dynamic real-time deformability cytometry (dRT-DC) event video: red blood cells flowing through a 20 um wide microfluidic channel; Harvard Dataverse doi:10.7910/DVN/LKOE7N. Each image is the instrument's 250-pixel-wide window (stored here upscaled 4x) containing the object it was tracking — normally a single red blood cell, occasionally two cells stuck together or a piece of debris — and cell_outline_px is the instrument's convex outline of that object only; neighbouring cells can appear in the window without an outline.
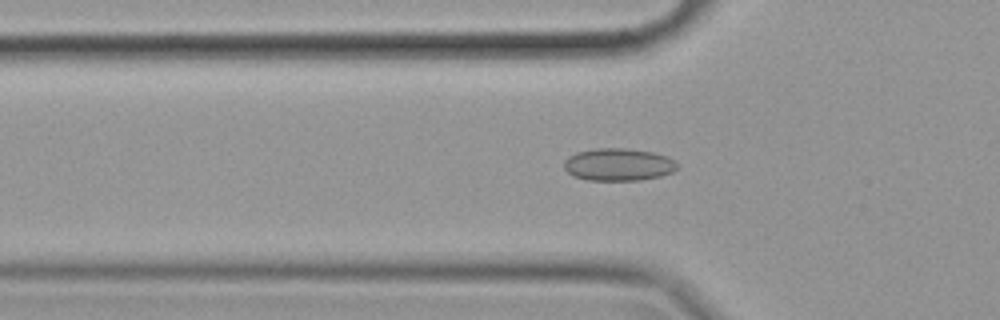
{"species": "common noctule bat (a hibernating species)", "species_latin": "Nyctalus noctula", "temperature_condition": "cold", "stored_images_in_passage": 52, "camera_frame_rate_fps": 3000, "um_per_image_px": 0.085, "animal": {"sex": "female", "body_mass_g": 19.9}, "frame": {"image": 1, "passage_image": 14, "time_ms": 4.333, "image_size_px": [1000, 320], "cell_outline_px": [[676, 168], [672, 172], [660, 176], [640, 180], [588, 180], [572, 176], [564, 168], [564, 160], [568, 156], [576, 152], [596, 148], [624, 148], [652, 152], [668, 156], [676, 164]], "centroid_in_image_um": [52.52, 13.98], "position_along_channel_um": 73.3, "area_um2": 21.39}}
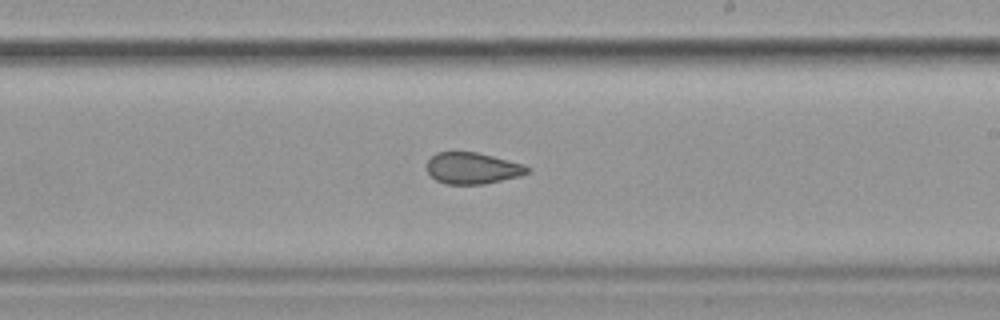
{"frame": {"image": 2, "passage_image": 29, "time_ms": 9.333, "image_size_px": [1000, 320], "cell_outline_px": [[532, 168], [528, 172], [520, 176], [484, 184], [444, 184], [436, 180], [428, 172], [428, 160], [436, 152], [476, 152], [524, 164]], "centroid_in_image_um": [40.18, 14.3], "position_along_channel_um": 248.8, "area_um2": 18.32}}
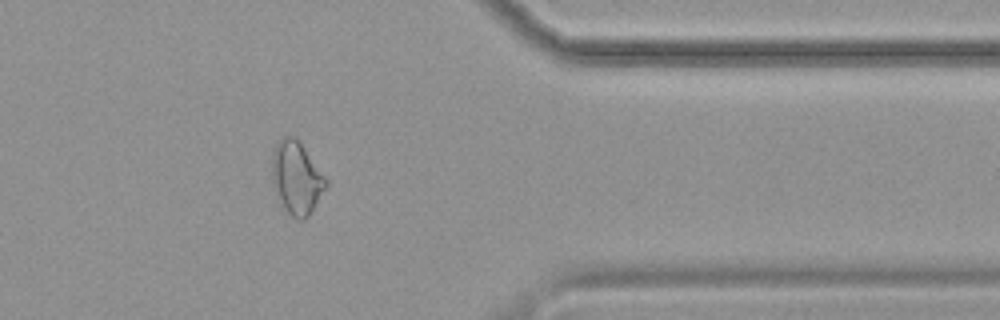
{"frame": {"image": 3, "passage_image": 42, "time_ms": 13.667, "image_size_px": [1000, 320], "cell_outline_px": [[328, 184], [308, 216], [304, 220], [296, 220], [284, 212], [280, 208], [272, 184], [272, 156], [276, 144], [284, 136], [292, 136], [300, 140], [328, 180]], "centroid_in_image_um": [25.18, 15.15], "position_along_channel_um": 386.2, "area_um2": 23.41}, "authors_computed_cell_mechanics": {"area_um2": 20.9236, "velocity_mm_per_s": 3.5117, "shape_relaxation_time_tau1_ms": null, "shape_relaxation_time_tau2_ms": 2.4263, "deformation_change_tau1": null, "deformation_change_tau2": 0.0802}}